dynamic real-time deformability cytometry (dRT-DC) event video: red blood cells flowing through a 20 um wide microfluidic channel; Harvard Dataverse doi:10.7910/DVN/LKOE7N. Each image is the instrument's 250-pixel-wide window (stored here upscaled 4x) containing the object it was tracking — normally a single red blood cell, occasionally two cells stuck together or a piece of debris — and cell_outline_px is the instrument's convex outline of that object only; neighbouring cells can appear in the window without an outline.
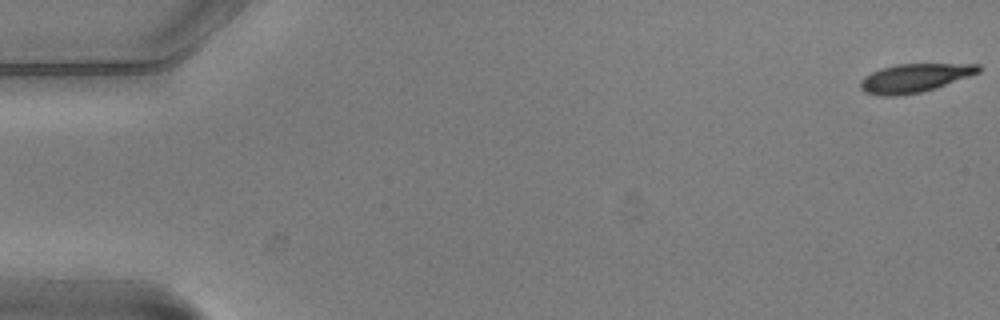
{"species": "common noctule bat (a hibernating species)", "species_latin": "Nyctalus noctula", "temperature_condition": "warm", "stored_images_in_passage": 6, "segment_of_instrument_passage": [1, 2], "camera_frame_rate_fps": 3000, "um_per_image_px": 0.085, "animal": {"sex": "male", "body_mass_g": 20.5, "forearm_length_mm": 52.5}, "frame": {"image": 1, "passage_image": 1, "time_ms": 0.0, "image_size_px": [1000, 320], "cell_outline_px": [[980, 72], [936, 88], [920, 92], [896, 96], [880, 96], [864, 92], [860, 88], [860, 80], [864, 76], [880, 68], [896, 64], [980, 64]], "centroid_in_image_um": [77.7, 6.63], "position_along_channel_um": 7.3, "area_um2": 19.65}}
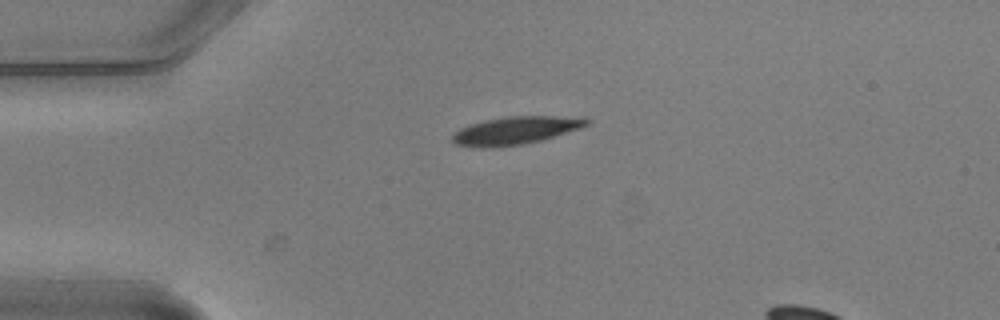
{"frame": {"image": 2, "passage_image": 4, "time_ms": 1.0, "image_size_px": [1000, 320], "cell_outline_px": [[592, 120], [588, 124], [580, 128], [540, 140], [524, 144], [480, 148], [456, 144], [452, 140], [452, 136], [460, 128], [484, 120], [508, 116], [584, 116]], "centroid_in_image_um": [43.87, 11.07], "position_along_channel_um": 41.1, "area_um2": 21.68}}